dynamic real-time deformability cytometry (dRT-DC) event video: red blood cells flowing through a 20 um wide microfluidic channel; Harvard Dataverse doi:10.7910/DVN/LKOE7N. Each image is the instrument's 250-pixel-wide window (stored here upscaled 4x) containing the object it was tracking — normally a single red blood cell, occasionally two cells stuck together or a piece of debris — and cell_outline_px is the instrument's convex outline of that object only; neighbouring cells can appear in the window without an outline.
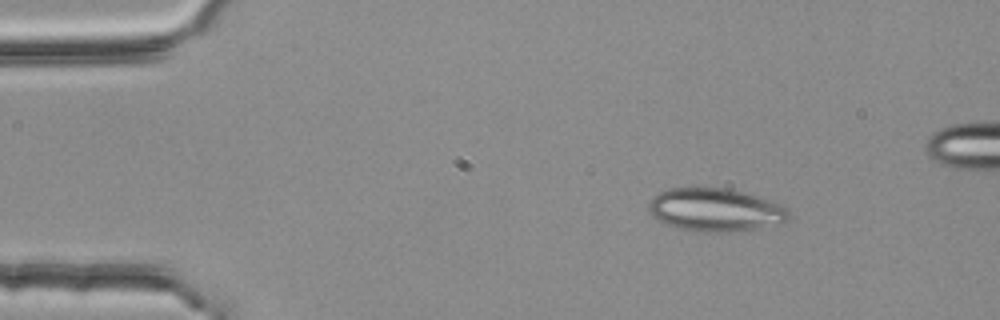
{"species": "common noctule bat (a hibernating species)", "species_latin": "Nyctalus noctula", "temperature_condition": "room temperature", "stored_images_in_passage": 4, "camera_frame_rate_fps": 3000, "um_per_image_px": 0.085, "animal": {"sex": "female", "body_mass_g": 25.1}, "frame": {"image": 1, "passage_image": 1, "time_ms": 0.0, "image_size_px": [1000, 320], "cell_outline_px": [[792, 216], [784, 224], [760, 228], [720, 232], [708, 232], [680, 228], [664, 224], [652, 216], [648, 212], [648, 204], [652, 196], [668, 188], [724, 188], [756, 196], [788, 208]], "centroid_in_image_um": [60.8, 17.85], "position_along_channel_um": 24.2, "area_um2": 35.14}}